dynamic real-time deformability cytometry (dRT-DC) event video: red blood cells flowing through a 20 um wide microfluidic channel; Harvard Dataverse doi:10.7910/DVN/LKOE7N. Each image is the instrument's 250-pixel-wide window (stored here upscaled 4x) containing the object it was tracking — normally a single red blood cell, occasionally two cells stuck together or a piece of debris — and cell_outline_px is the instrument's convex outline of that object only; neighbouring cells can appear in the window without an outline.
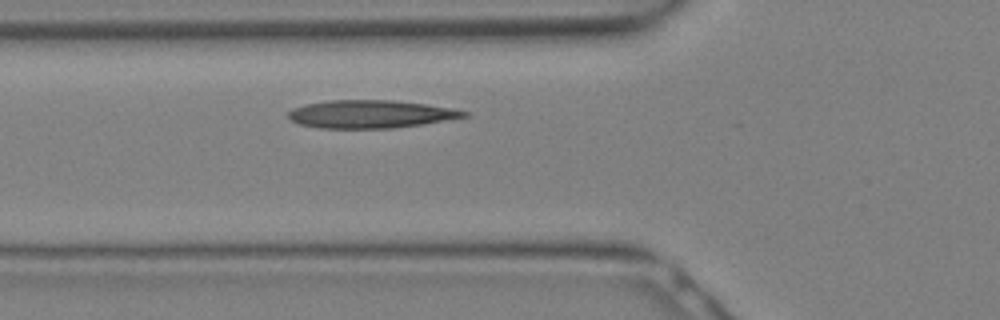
{"species": "Egyptian fruit bat (a non-hibernating species)", "species_latin": "Rousettus aegyptiacus", "temperature_condition": "warm", "stored_images_in_passage": 5, "camera_frame_rate_fps": 3000, "um_per_image_px": 0.085, "animal": {"sex": "female"}, "frame": {"image": 1, "passage_image": 3, "time_ms": 0.667, "image_size_px": [1000, 320], "cell_outline_px": [[472, 112], [468, 116], [420, 124], [392, 128], [320, 128], [300, 124], [292, 120], [288, 116], [288, 112], [292, 108], [304, 104], [332, 100], [392, 100], [424, 104], [452, 108]], "centroid_in_image_um": [31.48, 9.69], "position_along_channel_um": 94.3, "area_um2": 28.38}}
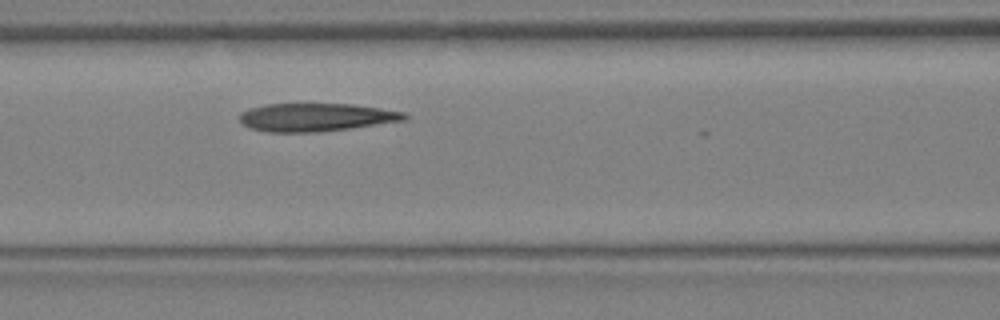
{"frame": {"image": 2, "passage_image": 5, "time_ms": 1.333, "image_size_px": [1000, 320], "cell_outline_px": [[408, 116], [404, 120], [348, 128], [316, 132], [268, 132], [252, 128], [244, 124], [240, 120], [240, 112], [248, 108], [264, 104], [352, 104], [380, 108], [404, 112]], "centroid_in_image_um": [26.82, 9.96], "position_along_channel_um": 139.8, "area_um2": 26.7}}